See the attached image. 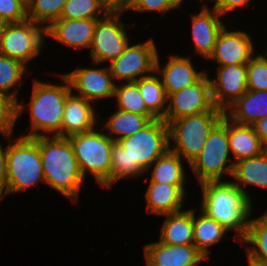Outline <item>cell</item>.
Wrapping results in <instances>:
<instances>
[{
  "mask_svg": "<svg viewBox=\"0 0 267 266\" xmlns=\"http://www.w3.org/2000/svg\"><path fill=\"white\" fill-rule=\"evenodd\" d=\"M151 166L153 167V171L150 182L184 185L186 178L181 157L170 149L157 158Z\"/></svg>",
  "mask_w": 267,
  "mask_h": 266,
  "instance_id": "83f0119b",
  "label": "cell"
},
{
  "mask_svg": "<svg viewBox=\"0 0 267 266\" xmlns=\"http://www.w3.org/2000/svg\"><path fill=\"white\" fill-rule=\"evenodd\" d=\"M157 54V48L152 39L132 46L128 44L123 53L110 62L109 70L113 79L136 82L149 76L151 72L156 74Z\"/></svg>",
  "mask_w": 267,
  "mask_h": 266,
  "instance_id": "8fae6325",
  "label": "cell"
},
{
  "mask_svg": "<svg viewBox=\"0 0 267 266\" xmlns=\"http://www.w3.org/2000/svg\"><path fill=\"white\" fill-rule=\"evenodd\" d=\"M39 25L29 19L9 23L0 35V54L26 65L39 55L44 44L45 27Z\"/></svg>",
  "mask_w": 267,
  "mask_h": 266,
  "instance_id": "9c48e42d",
  "label": "cell"
},
{
  "mask_svg": "<svg viewBox=\"0 0 267 266\" xmlns=\"http://www.w3.org/2000/svg\"><path fill=\"white\" fill-rule=\"evenodd\" d=\"M221 14L205 4L202 10L192 16V37L196 53L208 59L214 50L217 37L224 27Z\"/></svg>",
  "mask_w": 267,
  "mask_h": 266,
  "instance_id": "d6986e66",
  "label": "cell"
},
{
  "mask_svg": "<svg viewBox=\"0 0 267 266\" xmlns=\"http://www.w3.org/2000/svg\"><path fill=\"white\" fill-rule=\"evenodd\" d=\"M180 0H132L128 10L137 12L157 11L164 15L167 11L180 7Z\"/></svg>",
  "mask_w": 267,
  "mask_h": 266,
  "instance_id": "74e56055",
  "label": "cell"
},
{
  "mask_svg": "<svg viewBox=\"0 0 267 266\" xmlns=\"http://www.w3.org/2000/svg\"><path fill=\"white\" fill-rule=\"evenodd\" d=\"M247 90H267V57L257 55L246 64Z\"/></svg>",
  "mask_w": 267,
  "mask_h": 266,
  "instance_id": "d590c367",
  "label": "cell"
},
{
  "mask_svg": "<svg viewBox=\"0 0 267 266\" xmlns=\"http://www.w3.org/2000/svg\"><path fill=\"white\" fill-rule=\"evenodd\" d=\"M227 109L224 114L229 119L236 123L251 125L267 116V90H247Z\"/></svg>",
  "mask_w": 267,
  "mask_h": 266,
  "instance_id": "7402d4cb",
  "label": "cell"
},
{
  "mask_svg": "<svg viewBox=\"0 0 267 266\" xmlns=\"http://www.w3.org/2000/svg\"><path fill=\"white\" fill-rule=\"evenodd\" d=\"M169 149V126L163 119H153L134 135L113 141L110 186L117 180L149 171L151 164Z\"/></svg>",
  "mask_w": 267,
  "mask_h": 266,
  "instance_id": "6da1fadb",
  "label": "cell"
},
{
  "mask_svg": "<svg viewBox=\"0 0 267 266\" xmlns=\"http://www.w3.org/2000/svg\"><path fill=\"white\" fill-rule=\"evenodd\" d=\"M26 66L19 60L0 54V93L11 96L18 102L19 88L14 89L12 93L8 92L22 79Z\"/></svg>",
  "mask_w": 267,
  "mask_h": 266,
  "instance_id": "1f68e13d",
  "label": "cell"
},
{
  "mask_svg": "<svg viewBox=\"0 0 267 266\" xmlns=\"http://www.w3.org/2000/svg\"><path fill=\"white\" fill-rule=\"evenodd\" d=\"M242 242L254 245L247 248L248 263L267 266V213L250 220L247 236Z\"/></svg>",
  "mask_w": 267,
  "mask_h": 266,
  "instance_id": "4316f807",
  "label": "cell"
},
{
  "mask_svg": "<svg viewBox=\"0 0 267 266\" xmlns=\"http://www.w3.org/2000/svg\"><path fill=\"white\" fill-rule=\"evenodd\" d=\"M224 111L215 106L207 112L185 116L171 121L169 126V139L173 140L175 147L170 150L189 165L200 154L213 127L222 119Z\"/></svg>",
  "mask_w": 267,
  "mask_h": 266,
  "instance_id": "5b68a950",
  "label": "cell"
},
{
  "mask_svg": "<svg viewBox=\"0 0 267 266\" xmlns=\"http://www.w3.org/2000/svg\"><path fill=\"white\" fill-rule=\"evenodd\" d=\"M67 0H26L27 18L34 23H44L48 27L53 21L58 20Z\"/></svg>",
  "mask_w": 267,
  "mask_h": 266,
  "instance_id": "4dcf8cb0",
  "label": "cell"
},
{
  "mask_svg": "<svg viewBox=\"0 0 267 266\" xmlns=\"http://www.w3.org/2000/svg\"><path fill=\"white\" fill-rule=\"evenodd\" d=\"M10 194L7 177V148L3 149L0 143V200Z\"/></svg>",
  "mask_w": 267,
  "mask_h": 266,
  "instance_id": "f35d334b",
  "label": "cell"
},
{
  "mask_svg": "<svg viewBox=\"0 0 267 266\" xmlns=\"http://www.w3.org/2000/svg\"><path fill=\"white\" fill-rule=\"evenodd\" d=\"M217 79H210L211 98L222 111L247 91L246 64L218 66Z\"/></svg>",
  "mask_w": 267,
  "mask_h": 266,
  "instance_id": "4fadbf2b",
  "label": "cell"
},
{
  "mask_svg": "<svg viewBox=\"0 0 267 266\" xmlns=\"http://www.w3.org/2000/svg\"><path fill=\"white\" fill-rule=\"evenodd\" d=\"M254 129V132L257 134L261 140L263 147L267 150V116L256 120L251 124Z\"/></svg>",
  "mask_w": 267,
  "mask_h": 266,
  "instance_id": "60d3db41",
  "label": "cell"
},
{
  "mask_svg": "<svg viewBox=\"0 0 267 266\" xmlns=\"http://www.w3.org/2000/svg\"><path fill=\"white\" fill-rule=\"evenodd\" d=\"M153 119L157 118L154 115H138L118 109L104 125L109 129L110 134L108 136L113 141H119L134 135L146 127ZM114 135L115 137H113Z\"/></svg>",
  "mask_w": 267,
  "mask_h": 266,
  "instance_id": "484cf974",
  "label": "cell"
},
{
  "mask_svg": "<svg viewBox=\"0 0 267 266\" xmlns=\"http://www.w3.org/2000/svg\"><path fill=\"white\" fill-rule=\"evenodd\" d=\"M9 22L0 15V35L3 33V31L6 29Z\"/></svg>",
  "mask_w": 267,
  "mask_h": 266,
  "instance_id": "7bdbcfd3",
  "label": "cell"
},
{
  "mask_svg": "<svg viewBox=\"0 0 267 266\" xmlns=\"http://www.w3.org/2000/svg\"><path fill=\"white\" fill-rule=\"evenodd\" d=\"M114 96L118 102V109L138 115H153L142 99L138 85L135 82H126L115 87Z\"/></svg>",
  "mask_w": 267,
  "mask_h": 266,
  "instance_id": "d6a6232c",
  "label": "cell"
},
{
  "mask_svg": "<svg viewBox=\"0 0 267 266\" xmlns=\"http://www.w3.org/2000/svg\"><path fill=\"white\" fill-rule=\"evenodd\" d=\"M184 196V185L149 182L148 189L145 192L147 211L162 216L180 212L183 208Z\"/></svg>",
  "mask_w": 267,
  "mask_h": 266,
  "instance_id": "44dd1931",
  "label": "cell"
},
{
  "mask_svg": "<svg viewBox=\"0 0 267 266\" xmlns=\"http://www.w3.org/2000/svg\"><path fill=\"white\" fill-rule=\"evenodd\" d=\"M161 77L154 74L143 77L135 83L138 85L142 99L145 102L147 109L157 118L163 119L167 107V94L164 89Z\"/></svg>",
  "mask_w": 267,
  "mask_h": 266,
  "instance_id": "f546056e",
  "label": "cell"
},
{
  "mask_svg": "<svg viewBox=\"0 0 267 266\" xmlns=\"http://www.w3.org/2000/svg\"><path fill=\"white\" fill-rule=\"evenodd\" d=\"M80 171L85 177L88 170L97 183L110 188L111 152L113 140L95 129L68 137Z\"/></svg>",
  "mask_w": 267,
  "mask_h": 266,
  "instance_id": "52a82bcc",
  "label": "cell"
},
{
  "mask_svg": "<svg viewBox=\"0 0 267 266\" xmlns=\"http://www.w3.org/2000/svg\"><path fill=\"white\" fill-rule=\"evenodd\" d=\"M232 176L236 180H239V182H234V184L240 188L251 201L250 195H248V192H246L242 186L250 184L259 188H267V150L259 156L234 162Z\"/></svg>",
  "mask_w": 267,
  "mask_h": 266,
  "instance_id": "d4e9b609",
  "label": "cell"
},
{
  "mask_svg": "<svg viewBox=\"0 0 267 266\" xmlns=\"http://www.w3.org/2000/svg\"><path fill=\"white\" fill-rule=\"evenodd\" d=\"M250 1L251 0H215L213 7L224 16L238 7L247 5Z\"/></svg>",
  "mask_w": 267,
  "mask_h": 266,
  "instance_id": "ab89813d",
  "label": "cell"
},
{
  "mask_svg": "<svg viewBox=\"0 0 267 266\" xmlns=\"http://www.w3.org/2000/svg\"><path fill=\"white\" fill-rule=\"evenodd\" d=\"M25 111V106L11 96L0 93V133L8 139L13 135L18 117Z\"/></svg>",
  "mask_w": 267,
  "mask_h": 266,
  "instance_id": "e575fe53",
  "label": "cell"
},
{
  "mask_svg": "<svg viewBox=\"0 0 267 266\" xmlns=\"http://www.w3.org/2000/svg\"><path fill=\"white\" fill-rule=\"evenodd\" d=\"M105 16L76 20L59 18L45 28V35L70 48H90L97 21Z\"/></svg>",
  "mask_w": 267,
  "mask_h": 266,
  "instance_id": "2e32d148",
  "label": "cell"
},
{
  "mask_svg": "<svg viewBox=\"0 0 267 266\" xmlns=\"http://www.w3.org/2000/svg\"><path fill=\"white\" fill-rule=\"evenodd\" d=\"M194 246L206 257L209 247L220 241L226 234V229L217 221L208 217L204 212L195 217L193 210Z\"/></svg>",
  "mask_w": 267,
  "mask_h": 266,
  "instance_id": "f1b7e54d",
  "label": "cell"
},
{
  "mask_svg": "<svg viewBox=\"0 0 267 266\" xmlns=\"http://www.w3.org/2000/svg\"><path fill=\"white\" fill-rule=\"evenodd\" d=\"M7 177L10 193L21 192L45 176L37 144V137L22 136L7 148Z\"/></svg>",
  "mask_w": 267,
  "mask_h": 266,
  "instance_id": "8992f818",
  "label": "cell"
},
{
  "mask_svg": "<svg viewBox=\"0 0 267 266\" xmlns=\"http://www.w3.org/2000/svg\"><path fill=\"white\" fill-rule=\"evenodd\" d=\"M230 123V124H229ZM228 142L234 161L253 158L265 151L251 125L236 123L228 118Z\"/></svg>",
  "mask_w": 267,
  "mask_h": 266,
  "instance_id": "603a6c76",
  "label": "cell"
},
{
  "mask_svg": "<svg viewBox=\"0 0 267 266\" xmlns=\"http://www.w3.org/2000/svg\"><path fill=\"white\" fill-rule=\"evenodd\" d=\"M159 57L156 58L155 72L162 77V83L167 96L179 91L184 87L194 84L205 72L193 67L190 57H180L171 55L166 66L160 69Z\"/></svg>",
  "mask_w": 267,
  "mask_h": 266,
  "instance_id": "ffe728a7",
  "label": "cell"
},
{
  "mask_svg": "<svg viewBox=\"0 0 267 266\" xmlns=\"http://www.w3.org/2000/svg\"><path fill=\"white\" fill-rule=\"evenodd\" d=\"M110 11L102 0H67L60 18L62 19H91L101 14L107 15Z\"/></svg>",
  "mask_w": 267,
  "mask_h": 266,
  "instance_id": "836d02e7",
  "label": "cell"
},
{
  "mask_svg": "<svg viewBox=\"0 0 267 266\" xmlns=\"http://www.w3.org/2000/svg\"><path fill=\"white\" fill-rule=\"evenodd\" d=\"M123 12H109L95 26L90 56L95 64L118 58L129 44L125 24L121 22Z\"/></svg>",
  "mask_w": 267,
  "mask_h": 266,
  "instance_id": "30bf717a",
  "label": "cell"
},
{
  "mask_svg": "<svg viewBox=\"0 0 267 266\" xmlns=\"http://www.w3.org/2000/svg\"><path fill=\"white\" fill-rule=\"evenodd\" d=\"M110 12H124L128 10L132 0H102Z\"/></svg>",
  "mask_w": 267,
  "mask_h": 266,
  "instance_id": "b9f144b4",
  "label": "cell"
},
{
  "mask_svg": "<svg viewBox=\"0 0 267 266\" xmlns=\"http://www.w3.org/2000/svg\"><path fill=\"white\" fill-rule=\"evenodd\" d=\"M160 242L170 245H194L193 209L166 214Z\"/></svg>",
  "mask_w": 267,
  "mask_h": 266,
  "instance_id": "cb8c5ba5",
  "label": "cell"
},
{
  "mask_svg": "<svg viewBox=\"0 0 267 266\" xmlns=\"http://www.w3.org/2000/svg\"><path fill=\"white\" fill-rule=\"evenodd\" d=\"M253 48L246 32L228 31L224 26L208 59H214L219 66L247 64L253 57Z\"/></svg>",
  "mask_w": 267,
  "mask_h": 266,
  "instance_id": "9a60e30c",
  "label": "cell"
},
{
  "mask_svg": "<svg viewBox=\"0 0 267 266\" xmlns=\"http://www.w3.org/2000/svg\"><path fill=\"white\" fill-rule=\"evenodd\" d=\"M147 266H196L206 257L194 245L146 244Z\"/></svg>",
  "mask_w": 267,
  "mask_h": 266,
  "instance_id": "e0dca14e",
  "label": "cell"
},
{
  "mask_svg": "<svg viewBox=\"0 0 267 266\" xmlns=\"http://www.w3.org/2000/svg\"><path fill=\"white\" fill-rule=\"evenodd\" d=\"M202 189L201 212L217 221L227 231L234 230L240 242L246 238L252 204L234 181H206Z\"/></svg>",
  "mask_w": 267,
  "mask_h": 266,
  "instance_id": "7a4b0ae2",
  "label": "cell"
},
{
  "mask_svg": "<svg viewBox=\"0 0 267 266\" xmlns=\"http://www.w3.org/2000/svg\"><path fill=\"white\" fill-rule=\"evenodd\" d=\"M229 155L228 117L224 114L210 131L200 154L190 164L199 183L222 180L224 172L232 176L234 161L227 165Z\"/></svg>",
  "mask_w": 267,
  "mask_h": 266,
  "instance_id": "ba28073f",
  "label": "cell"
},
{
  "mask_svg": "<svg viewBox=\"0 0 267 266\" xmlns=\"http://www.w3.org/2000/svg\"><path fill=\"white\" fill-rule=\"evenodd\" d=\"M90 101L71 92L65 101L61 123V137L85 133L95 129L96 112Z\"/></svg>",
  "mask_w": 267,
  "mask_h": 266,
  "instance_id": "ac0fdd59",
  "label": "cell"
},
{
  "mask_svg": "<svg viewBox=\"0 0 267 266\" xmlns=\"http://www.w3.org/2000/svg\"><path fill=\"white\" fill-rule=\"evenodd\" d=\"M45 183L71 200H77L84 180L71 142L66 137H37Z\"/></svg>",
  "mask_w": 267,
  "mask_h": 266,
  "instance_id": "3957f363",
  "label": "cell"
},
{
  "mask_svg": "<svg viewBox=\"0 0 267 266\" xmlns=\"http://www.w3.org/2000/svg\"><path fill=\"white\" fill-rule=\"evenodd\" d=\"M167 101L169 102L163 118L167 124L185 116L210 111L214 104L207 72L191 86L169 94Z\"/></svg>",
  "mask_w": 267,
  "mask_h": 266,
  "instance_id": "7c38bea8",
  "label": "cell"
},
{
  "mask_svg": "<svg viewBox=\"0 0 267 266\" xmlns=\"http://www.w3.org/2000/svg\"><path fill=\"white\" fill-rule=\"evenodd\" d=\"M70 83L71 89H76L82 98L92 103L96 99L114 97L115 83L107 68H77L68 74H64Z\"/></svg>",
  "mask_w": 267,
  "mask_h": 266,
  "instance_id": "5bb4252c",
  "label": "cell"
},
{
  "mask_svg": "<svg viewBox=\"0 0 267 266\" xmlns=\"http://www.w3.org/2000/svg\"><path fill=\"white\" fill-rule=\"evenodd\" d=\"M0 15L9 23L27 20L26 0H0Z\"/></svg>",
  "mask_w": 267,
  "mask_h": 266,
  "instance_id": "8d00e7d4",
  "label": "cell"
},
{
  "mask_svg": "<svg viewBox=\"0 0 267 266\" xmlns=\"http://www.w3.org/2000/svg\"><path fill=\"white\" fill-rule=\"evenodd\" d=\"M65 85L34 81L31 102V131L26 137L45 136L43 131L61 137V123L67 96L72 92L68 78L62 75ZM42 130V133L39 132Z\"/></svg>",
  "mask_w": 267,
  "mask_h": 266,
  "instance_id": "277c9868",
  "label": "cell"
}]
</instances>
